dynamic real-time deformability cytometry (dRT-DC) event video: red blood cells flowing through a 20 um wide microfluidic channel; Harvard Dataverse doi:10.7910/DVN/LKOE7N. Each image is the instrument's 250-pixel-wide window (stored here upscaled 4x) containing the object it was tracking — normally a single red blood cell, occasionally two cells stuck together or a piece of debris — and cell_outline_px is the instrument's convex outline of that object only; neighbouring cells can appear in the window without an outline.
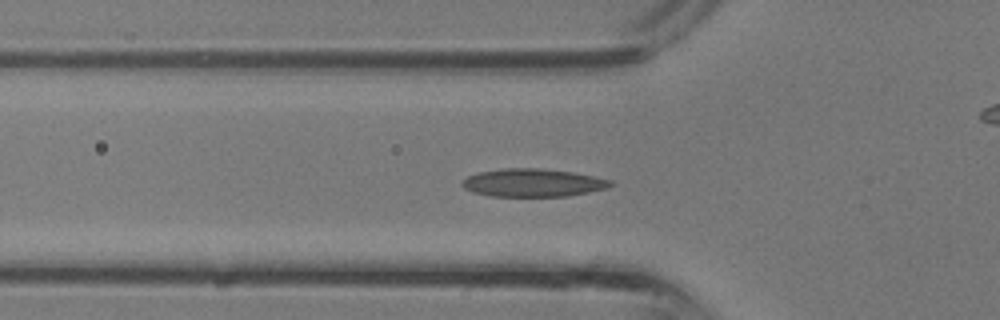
{"species": "common noctule bat (a hibernating species)", "species_latin": "Nyctalus noctula", "temperature_condition": "room temperature", "stored_images_in_passage": 24, "camera_frame_rate_fps": 3000, "um_per_image_px": 0.085, "animal": {"sex": "male", "body_mass_g": 13.3}, "frame": {"image": 1, "passage_image": 2, "time_ms": 0.333, "image_size_px": [1000, 320], "cell_outline_px": [[616, 184], [608, 188], [568, 196], [492, 196], [472, 192], [464, 188], [460, 184], [460, 180], [468, 176], [480, 172], [504, 168], [540, 168], [572, 172], [612, 180]], "centroid_in_image_um": [45.29, 15.53], "position_along_channel_um": 80.5, "area_um2": 24.28}}
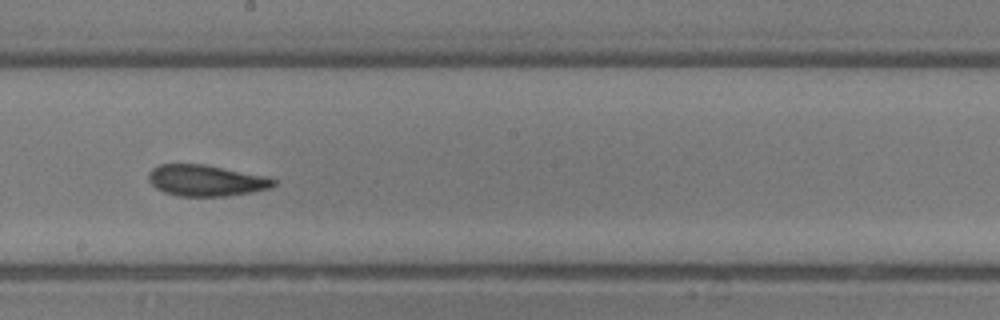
{"frame": {"image": 2, "passage_image": 10, "time_ms": 3.0, "image_size_px": [1000, 320], "cell_outline_px": [[276, 184], [272, 188], [252, 192], [228, 196], [180, 196], [164, 192], [156, 188], [148, 180], [148, 172], [152, 168], [160, 164], [204, 164], [268, 176], [276, 180]], "centroid_in_image_um": [17.54, 15.34], "position_along_channel_um": 230.7, "area_um2": 22.95}}
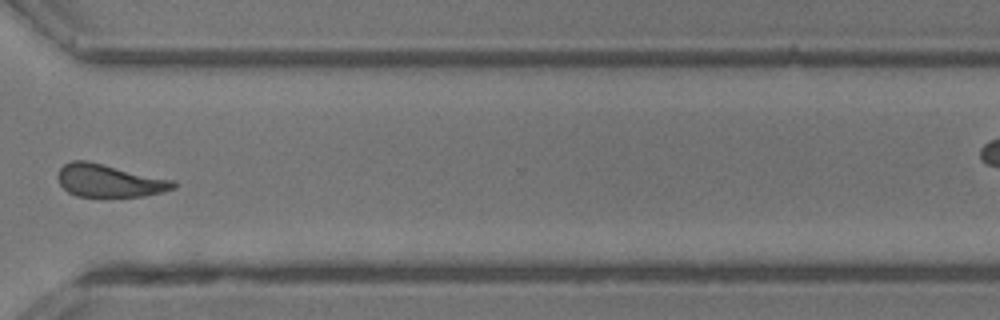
{"frame": {"image": 3, "passage_image": 17, "time_ms": 5.333, "image_size_px": [1000, 320], "cell_outline_px": [[176, 188], [164, 192], [144, 196], [76, 196], [68, 192], [60, 184], [56, 176], [60, 168], [64, 164], [72, 160], [88, 160], [176, 180]], "centroid_in_image_um": [9.31, 15.34], "position_along_channel_um": 361.3, "area_um2": 22.37}}